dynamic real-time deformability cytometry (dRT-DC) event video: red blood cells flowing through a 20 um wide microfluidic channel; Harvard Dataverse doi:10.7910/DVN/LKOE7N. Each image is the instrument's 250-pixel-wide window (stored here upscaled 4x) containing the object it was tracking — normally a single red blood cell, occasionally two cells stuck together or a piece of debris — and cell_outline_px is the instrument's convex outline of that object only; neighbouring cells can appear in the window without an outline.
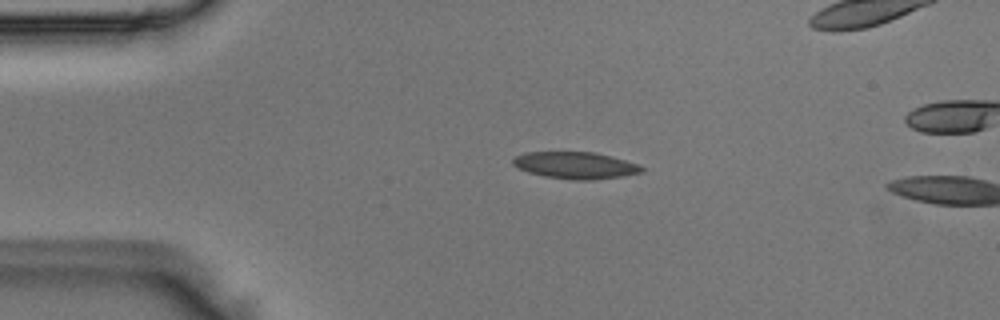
{"species": "Egyptian fruit bat (a non-hibernating species)", "species_latin": "Rousettus aegyptiacus", "temperature_condition": "room temperature", "stored_images_in_passage": 2, "camera_frame_rate_fps": 3000, "um_per_image_px": 0.085, "animal": {"sex": "male"}, "frame": {"image": 1, "passage_image": 1, "time_ms": 0.0, "image_size_px": [1000, 320], "cell_outline_px": [[648, 168], [644, 172], [624, 176], [592, 180], [572, 180], [544, 176], [528, 172], [512, 164], [512, 160], [516, 156], [524, 152], [596, 152], [640, 164]], "centroid_in_image_um": [48.98, 14.05], "position_along_channel_um": 36.0, "area_um2": 20.4}}